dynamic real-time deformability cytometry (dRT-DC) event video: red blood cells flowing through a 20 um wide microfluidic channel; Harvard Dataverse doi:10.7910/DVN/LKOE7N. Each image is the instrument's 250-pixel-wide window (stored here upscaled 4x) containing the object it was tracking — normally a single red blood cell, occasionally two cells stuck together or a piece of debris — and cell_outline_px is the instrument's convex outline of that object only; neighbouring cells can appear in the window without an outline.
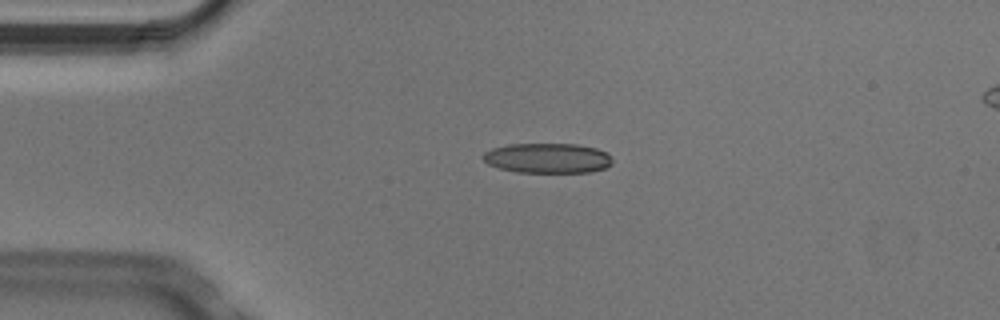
{"species": "Egyptian fruit bat (a non-hibernating species)", "species_latin": "Rousettus aegyptiacus", "temperature_condition": "cold", "stored_images_in_passage": 3, "camera_frame_rate_fps": 3000, "um_per_image_px": 0.085, "animal": {"sex": "male"}, "frame": {"image": 1, "passage_image": 2, "time_ms": 0.333, "image_size_px": [1000, 320], "cell_outline_px": [[612, 164], [604, 168], [588, 172], [516, 172], [500, 168], [488, 164], [480, 156], [484, 152], [492, 148], [508, 144], [576, 144], [596, 148], [608, 152], [612, 156]], "centroid_in_image_um": [46.54, 13.43], "position_along_channel_um": 38.5, "area_um2": 22.72}}